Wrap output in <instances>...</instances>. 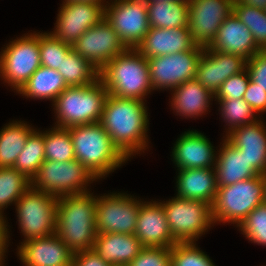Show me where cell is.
<instances>
[{"mask_svg": "<svg viewBox=\"0 0 266 266\" xmlns=\"http://www.w3.org/2000/svg\"><path fill=\"white\" fill-rule=\"evenodd\" d=\"M147 102L108 94L100 123L120 152L131 161L149 151Z\"/></svg>", "mask_w": 266, "mask_h": 266, "instance_id": "6da1fadb", "label": "cell"}, {"mask_svg": "<svg viewBox=\"0 0 266 266\" xmlns=\"http://www.w3.org/2000/svg\"><path fill=\"white\" fill-rule=\"evenodd\" d=\"M87 191L58 198L55 233L73 252L91 250L97 236L96 194Z\"/></svg>", "mask_w": 266, "mask_h": 266, "instance_id": "7a4b0ae2", "label": "cell"}, {"mask_svg": "<svg viewBox=\"0 0 266 266\" xmlns=\"http://www.w3.org/2000/svg\"><path fill=\"white\" fill-rule=\"evenodd\" d=\"M75 159L98 180L105 179L129 160L120 152L100 122L67 128Z\"/></svg>", "mask_w": 266, "mask_h": 266, "instance_id": "3957f363", "label": "cell"}, {"mask_svg": "<svg viewBox=\"0 0 266 266\" xmlns=\"http://www.w3.org/2000/svg\"><path fill=\"white\" fill-rule=\"evenodd\" d=\"M99 79L110 95L147 102L154 93L150 82L149 65L136 48H128L109 61L100 71Z\"/></svg>", "mask_w": 266, "mask_h": 266, "instance_id": "277c9868", "label": "cell"}, {"mask_svg": "<svg viewBox=\"0 0 266 266\" xmlns=\"http://www.w3.org/2000/svg\"><path fill=\"white\" fill-rule=\"evenodd\" d=\"M108 90L98 79L91 85L67 87L51 104L53 126L70 128L101 121Z\"/></svg>", "mask_w": 266, "mask_h": 266, "instance_id": "5b68a950", "label": "cell"}, {"mask_svg": "<svg viewBox=\"0 0 266 266\" xmlns=\"http://www.w3.org/2000/svg\"><path fill=\"white\" fill-rule=\"evenodd\" d=\"M263 202L264 181L261 174L234 184L219 186L211 205L214 223L238 227Z\"/></svg>", "mask_w": 266, "mask_h": 266, "instance_id": "8992f818", "label": "cell"}, {"mask_svg": "<svg viewBox=\"0 0 266 266\" xmlns=\"http://www.w3.org/2000/svg\"><path fill=\"white\" fill-rule=\"evenodd\" d=\"M58 197L30 186L15 204L18 229L28 240L55 234Z\"/></svg>", "mask_w": 266, "mask_h": 266, "instance_id": "52a82bcc", "label": "cell"}, {"mask_svg": "<svg viewBox=\"0 0 266 266\" xmlns=\"http://www.w3.org/2000/svg\"><path fill=\"white\" fill-rule=\"evenodd\" d=\"M9 41L0 51V80L16 94L41 66L39 32L28 31Z\"/></svg>", "mask_w": 266, "mask_h": 266, "instance_id": "ba28073f", "label": "cell"}, {"mask_svg": "<svg viewBox=\"0 0 266 266\" xmlns=\"http://www.w3.org/2000/svg\"><path fill=\"white\" fill-rule=\"evenodd\" d=\"M163 205L172 237L177 242H198L215 226L211 204L178 196L159 200Z\"/></svg>", "mask_w": 266, "mask_h": 266, "instance_id": "9c48e42d", "label": "cell"}, {"mask_svg": "<svg viewBox=\"0 0 266 266\" xmlns=\"http://www.w3.org/2000/svg\"><path fill=\"white\" fill-rule=\"evenodd\" d=\"M97 181L77 159L65 162L45 160L32 178L31 186L59 198L91 191L90 184Z\"/></svg>", "mask_w": 266, "mask_h": 266, "instance_id": "30bf717a", "label": "cell"}, {"mask_svg": "<svg viewBox=\"0 0 266 266\" xmlns=\"http://www.w3.org/2000/svg\"><path fill=\"white\" fill-rule=\"evenodd\" d=\"M96 194V230L102 233L135 234L140 197L127 192ZM101 195V196H100ZM140 198V199H139Z\"/></svg>", "mask_w": 266, "mask_h": 266, "instance_id": "8fae6325", "label": "cell"}, {"mask_svg": "<svg viewBox=\"0 0 266 266\" xmlns=\"http://www.w3.org/2000/svg\"><path fill=\"white\" fill-rule=\"evenodd\" d=\"M203 47L180 53L147 58L150 82L154 91H171L180 84L195 79Z\"/></svg>", "mask_w": 266, "mask_h": 266, "instance_id": "7c38bea8", "label": "cell"}, {"mask_svg": "<svg viewBox=\"0 0 266 266\" xmlns=\"http://www.w3.org/2000/svg\"><path fill=\"white\" fill-rule=\"evenodd\" d=\"M105 19L128 48H136L150 29L145 0H109Z\"/></svg>", "mask_w": 266, "mask_h": 266, "instance_id": "4fadbf2b", "label": "cell"}, {"mask_svg": "<svg viewBox=\"0 0 266 266\" xmlns=\"http://www.w3.org/2000/svg\"><path fill=\"white\" fill-rule=\"evenodd\" d=\"M105 18V6L90 1L62 2L59 7L53 31L58 40L73 45L86 30Z\"/></svg>", "mask_w": 266, "mask_h": 266, "instance_id": "5bb4252c", "label": "cell"}, {"mask_svg": "<svg viewBox=\"0 0 266 266\" xmlns=\"http://www.w3.org/2000/svg\"><path fill=\"white\" fill-rule=\"evenodd\" d=\"M235 0H188V28L196 46L209 47L223 21L233 13Z\"/></svg>", "mask_w": 266, "mask_h": 266, "instance_id": "9a60e30c", "label": "cell"}, {"mask_svg": "<svg viewBox=\"0 0 266 266\" xmlns=\"http://www.w3.org/2000/svg\"><path fill=\"white\" fill-rule=\"evenodd\" d=\"M72 48L99 70L128 49L105 18L86 30Z\"/></svg>", "mask_w": 266, "mask_h": 266, "instance_id": "2e32d148", "label": "cell"}, {"mask_svg": "<svg viewBox=\"0 0 266 266\" xmlns=\"http://www.w3.org/2000/svg\"><path fill=\"white\" fill-rule=\"evenodd\" d=\"M207 137L196 129H189L179 135L171 148V160L177 170L215 167L218 146H213Z\"/></svg>", "mask_w": 266, "mask_h": 266, "instance_id": "e0dca14e", "label": "cell"}, {"mask_svg": "<svg viewBox=\"0 0 266 266\" xmlns=\"http://www.w3.org/2000/svg\"><path fill=\"white\" fill-rule=\"evenodd\" d=\"M245 68L246 59L243 57L205 47L197 64L195 79L215 95L224 81Z\"/></svg>", "mask_w": 266, "mask_h": 266, "instance_id": "ac0fdd59", "label": "cell"}, {"mask_svg": "<svg viewBox=\"0 0 266 266\" xmlns=\"http://www.w3.org/2000/svg\"><path fill=\"white\" fill-rule=\"evenodd\" d=\"M140 202L135 236L143 247L172 248L177 241L172 237L163 205L156 200Z\"/></svg>", "mask_w": 266, "mask_h": 266, "instance_id": "d6986e66", "label": "cell"}, {"mask_svg": "<svg viewBox=\"0 0 266 266\" xmlns=\"http://www.w3.org/2000/svg\"><path fill=\"white\" fill-rule=\"evenodd\" d=\"M16 250L23 266L72 265L73 252L56 233L23 242Z\"/></svg>", "mask_w": 266, "mask_h": 266, "instance_id": "ffe728a7", "label": "cell"}, {"mask_svg": "<svg viewBox=\"0 0 266 266\" xmlns=\"http://www.w3.org/2000/svg\"><path fill=\"white\" fill-rule=\"evenodd\" d=\"M263 120V121H262ZM240 149L248 163L260 174L266 172V122L264 117L232 130L224 137Z\"/></svg>", "mask_w": 266, "mask_h": 266, "instance_id": "44dd1931", "label": "cell"}, {"mask_svg": "<svg viewBox=\"0 0 266 266\" xmlns=\"http://www.w3.org/2000/svg\"><path fill=\"white\" fill-rule=\"evenodd\" d=\"M209 49L236 54L248 60L261 49L257 46L251 31L232 13L217 32Z\"/></svg>", "mask_w": 266, "mask_h": 266, "instance_id": "7402d4cb", "label": "cell"}, {"mask_svg": "<svg viewBox=\"0 0 266 266\" xmlns=\"http://www.w3.org/2000/svg\"><path fill=\"white\" fill-rule=\"evenodd\" d=\"M170 109L181 119L195 120L210 113L214 94L202 86L196 79L188 80L170 91ZM209 111V113H208Z\"/></svg>", "mask_w": 266, "mask_h": 266, "instance_id": "603a6c76", "label": "cell"}, {"mask_svg": "<svg viewBox=\"0 0 266 266\" xmlns=\"http://www.w3.org/2000/svg\"><path fill=\"white\" fill-rule=\"evenodd\" d=\"M195 46L188 27L150 28L136 49L145 58H152L192 50Z\"/></svg>", "mask_w": 266, "mask_h": 266, "instance_id": "cb8c5ba5", "label": "cell"}, {"mask_svg": "<svg viewBox=\"0 0 266 266\" xmlns=\"http://www.w3.org/2000/svg\"><path fill=\"white\" fill-rule=\"evenodd\" d=\"M216 153L215 173L217 187L234 184L253 178L260 173L248 163L240 149L234 147L224 137Z\"/></svg>", "mask_w": 266, "mask_h": 266, "instance_id": "d4e9b609", "label": "cell"}, {"mask_svg": "<svg viewBox=\"0 0 266 266\" xmlns=\"http://www.w3.org/2000/svg\"><path fill=\"white\" fill-rule=\"evenodd\" d=\"M175 180V196L212 205L218 188L214 168L179 169Z\"/></svg>", "mask_w": 266, "mask_h": 266, "instance_id": "484cf974", "label": "cell"}, {"mask_svg": "<svg viewBox=\"0 0 266 266\" xmlns=\"http://www.w3.org/2000/svg\"><path fill=\"white\" fill-rule=\"evenodd\" d=\"M142 248L134 234L102 233L97 234L92 250L109 265H128Z\"/></svg>", "mask_w": 266, "mask_h": 266, "instance_id": "4316f807", "label": "cell"}, {"mask_svg": "<svg viewBox=\"0 0 266 266\" xmlns=\"http://www.w3.org/2000/svg\"><path fill=\"white\" fill-rule=\"evenodd\" d=\"M67 87L57 70L40 66L16 93L26 99L49 100L53 103Z\"/></svg>", "mask_w": 266, "mask_h": 266, "instance_id": "83f0119b", "label": "cell"}, {"mask_svg": "<svg viewBox=\"0 0 266 266\" xmlns=\"http://www.w3.org/2000/svg\"><path fill=\"white\" fill-rule=\"evenodd\" d=\"M147 12L150 28L188 27V0L147 1Z\"/></svg>", "mask_w": 266, "mask_h": 266, "instance_id": "f1b7e54d", "label": "cell"}, {"mask_svg": "<svg viewBox=\"0 0 266 266\" xmlns=\"http://www.w3.org/2000/svg\"><path fill=\"white\" fill-rule=\"evenodd\" d=\"M27 121L12 120L0 129V167H13L26 139L34 130Z\"/></svg>", "mask_w": 266, "mask_h": 266, "instance_id": "f546056e", "label": "cell"}, {"mask_svg": "<svg viewBox=\"0 0 266 266\" xmlns=\"http://www.w3.org/2000/svg\"><path fill=\"white\" fill-rule=\"evenodd\" d=\"M68 87L91 85L99 79V69L81 57L73 48L57 69Z\"/></svg>", "mask_w": 266, "mask_h": 266, "instance_id": "4dcf8cb0", "label": "cell"}, {"mask_svg": "<svg viewBox=\"0 0 266 266\" xmlns=\"http://www.w3.org/2000/svg\"><path fill=\"white\" fill-rule=\"evenodd\" d=\"M45 161L44 130L35 128L26 139V144L15 161L14 168L30 180Z\"/></svg>", "mask_w": 266, "mask_h": 266, "instance_id": "1f68e13d", "label": "cell"}, {"mask_svg": "<svg viewBox=\"0 0 266 266\" xmlns=\"http://www.w3.org/2000/svg\"><path fill=\"white\" fill-rule=\"evenodd\" d=\"M30 186L31 180L14 167H0V216L5 217L4 210L15 206Z\"/></svg>", "mask_w": 266, "mask_h": 266, "instance_id": "d6a6232c", "label": "cell"}, {"mask_svg": "<svg viewBox=\"0 0 266 266\" xmlns=\"http://www.w3.org/2000/svg\"><path fill=\"white\" fill-rule=\"evenodd\" d=\"M218 103V111L221 116L220 120L226 124L223 127L225 129V137L232 130L255 122L259 117L253 111L251 106L243 99H232V100H214ZM227 126V127H226Z\"/></svg>", "mask_w": 266, "mask_h": 266, "instance_id": "836d02e7", "label": "cell"}, {"mask_svg": "<svg viewBox=\"0 0 266 266\" xmlns=\"http://www.w3.org/2000/svg\"><path fill=\"white\" fill-rule=\"evenodd\" d=\"M45 160L65 162L75 159L74 146L67 128L53 126L44 131Z\"/></svg>", "mask_w": 266, "mask_h": 266, "instance_id": "e575fe53", "label": "cell"}, {"mask_svg": "<svg viewBox=\"0 0 266 266\" xmlns=\"http://www.w3.org/2000/svg\"><path fill=\"white\" fill-rule=\"evenodd\" d=\"M233 13L251 31L257 46L261 50H266L265 10L234 1Z\"/></svg>", "mask_w": 266, "mask_h": 266, "instance_id": "d590c367", "label": "cell"}, {"mask_svg": "<svg viewBox=\"0 0 266 266\" xmlns=\"http://www.w3.org/2000/svg\"><path fill=\"white\" fill-rule=\"evenodd\" d=\"M72 46L56 39L50 32L39 31L41 66L57 70Z\"/></svg>", "mask_w": 266, "mask_h": 266, "instance_id": "8d00e7d4", "label": "cell"}, {"mask_svg": "<svg viewBox=\"0 0 266 266\" xmlns=\"http://www.w3.org/2000/svg\"><path fill=\"white\" fill-rule=\"evenodd\" d=\"M197 242H177L171 248V266H216Z\"/></svg>", "mask_w": 266, "mask_h": 266, "instance_id": "74e56055", "label": "cell"}, {"mask_svg": "<svg viewBox=\"0 0 266 266\" xmlns=\"http://www.w3.org/2000/svg\"><path fill=\"white\" fill-rule=\"evenodd\" d=\"M237 229L249 242L266 247V202L251 211Z\"/></svg>", "mask_w": 266, "mask_h": 266, "instance_id": "f35d334b", "label": "cell"}, {"mask_svg": "<svg viewBox=\"0 0 266 266\" xmlns=\"http://www.w3.org/2000/svg\"><path fill=\"white\" fill-rule=\"evenodd\" d=\"M250 80V74L245 68L243 71L230 76L222 83L214 95V100H232L243 98Z\"/></svg>", "mask_w": 266, "mask_h": 266, "instance_id": "ab89813d", "label": "cell"}, {"mask_svg": "<svg viewBox=\"0 0 266 266\" xmlns=\"http://www.w3.org/2000/svg\"><path fill=\"white\" fill-rule=\"evenodd\" d=\"M128 266H171V248L143 247Z\"/></svg>", "mask_w": 266, "mask_h": 266, "instance_id": "60d3db41", "label": "cell"}, {"mask_svg": "<svg viewBox=\"0 0 266 266\" xmlns=\"http://www.w3.org/2000/svg\"><path fill=\"white\" fill-rule=\"evenodd\" d=\"M250 79L266 92V50H261L246 60Z\"/></svg>", "mask_w": 266, "mask_h": 266, "instance_id": "b9f144b4", "label": "cell"}, {"mask_svg": "<svg viewBox=\"0 0 266 266\" xmlns=\"http://www.w3.org/2000/svg\"><path fill=\"white\" fill-rule=\"evenodd\" d=\"M243 99L251 106L259 118H262L264 112L266 113V92L251 79Z\"/></svg>", "mask_w": 266, "mask_h": 266, "instance_id": "7bdbcfd3", "label": "cell"}, {"mask_svg": "<svg viewBox=\"0 0 266 266\" xmlns=\"http://www.w3.org/2000/svg\"><path fill=\"white\" fill-rule=\"evenodd\" d=\"M72 266H109V264L91 249L73 253Z\"/></svg>", "mask_w": 266, "mask_h": 266, "instance_id": "ee69618b", "label": "cell"}, {"mask_svg": "<svg viewBox=\"0 0 266 266\" xmlns=\"http://www.w3.org/2000/svg\"><path fill=\"white\" fill-rule=\"evenodd\" d=\"M9 222L6 217L0 216V266H6L5 259L8 254V247L10 246V232ZM5 264V265H4Z\"/></svg>", "mask_w": 266, "mask_h": 266, "instance_id": "f6af8a7d", "label": "cell"}, {"mask_svg": "<svg viewBox=\"0 0 266 266\" xmlns=\"http://www.w3.org/2000/svg\"><path fill=\"white\" fill-rule=\"evenodd\" d=\"M237 3L265 10L266 0H235Z\"/></svg>", "mask_w": 266, "mask_h": 266, "instance_id": "bcb514c9", "label": "cell"}, {"mask_svg": "<svg viewBox=\"0 0 266 266\" xmlns=\"http://www.w3.org/2000/svg\"><path fill=\"white\" fill-rule=\"evenodd\" d=\"M69 1H90V2H97V3H101L104 6L108 3L107 0H62V2H69Z\"/></svg>", "mask_w": 266, "mask_h": 266, "instance_id": "7dc6e473", "label": "cell"}, {"mask_svg": "<svg viewBox=\"0 0 266 266\" xmlns=\"http://www.w3.org/2000/svg\"><path fill=\"white\" fill-rule=\"evenodd\" d=\"M261 175L264 181V202H266V172Z\"/></svg>", "mask_w": 266, "mask_h": 266, "instance_id": "c3c4849f", "label": "cell"}, {"mask_svg": "<svg viewBox=\"0 0 266 266\" xmlns=\"http://www.w3.org/2000/svg\"><path fill=\"white\" fill-rule=\"evenodd\" d=\"M146 2L147 1H157V0H145ZM161 1H175V0H161Z\"/></svg>", "mask_w": 266, "mask_h": 266, "instance_id": "681fc988", "label": "cell"}, {"mask_svg": "<svg viewBox=\"0 0 266 266\" xmlns=\"http://www.w3.org/2000/svg\"><path fill=\"white\" fill-rule=\"evenodd\" d=\"M109 266H128V265L115 264V265H109Z\"/></svg>", "mask_w": 266, "mask_h": 266, "instance_id": "f907efd6", "label": "cell"}]
</instances>
